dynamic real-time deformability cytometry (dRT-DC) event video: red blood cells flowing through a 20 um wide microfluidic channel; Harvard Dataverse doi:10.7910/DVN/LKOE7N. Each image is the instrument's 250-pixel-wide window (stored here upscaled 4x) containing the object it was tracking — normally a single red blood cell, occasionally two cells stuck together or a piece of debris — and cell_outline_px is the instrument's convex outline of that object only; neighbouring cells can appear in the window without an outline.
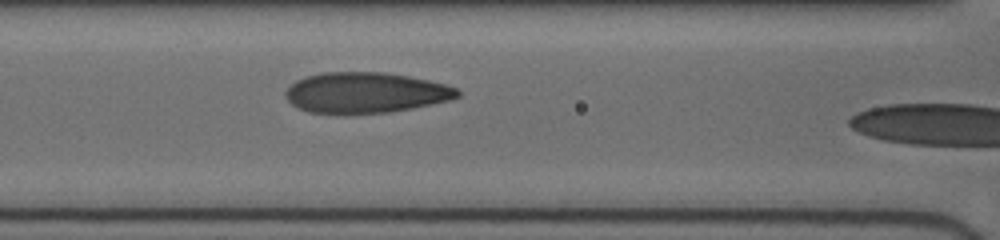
{"species": "human", "species_latin": "Homo sapiens", "temperature_condition": "cold", "stored_images_in_passage": 7, "segment_of_instrument_passage": [1, 2], "camera_frame_rate_fps": 3000, "um_per_image_px": 0.085, "donor": {"sex": "female"}, "frame": {"image": 1, "passage_image": 6, "time_ms": 3.333, "image_size_px": [1000, 240], "cell_outline_px": [[460, 96], [448, 100], [412, 108], [388, 112], [308, 112], [292, 104], [284, 96], [284, 92], [296, 80], [320, 72], [384, 72], [408, 76], [428, 80], [444, 84], [456, 88], [460, 92]], "centroid_in_image_um": [31.06, 7.85], "position_along_channel_um": 135.5, "area_um2": 40.06}}